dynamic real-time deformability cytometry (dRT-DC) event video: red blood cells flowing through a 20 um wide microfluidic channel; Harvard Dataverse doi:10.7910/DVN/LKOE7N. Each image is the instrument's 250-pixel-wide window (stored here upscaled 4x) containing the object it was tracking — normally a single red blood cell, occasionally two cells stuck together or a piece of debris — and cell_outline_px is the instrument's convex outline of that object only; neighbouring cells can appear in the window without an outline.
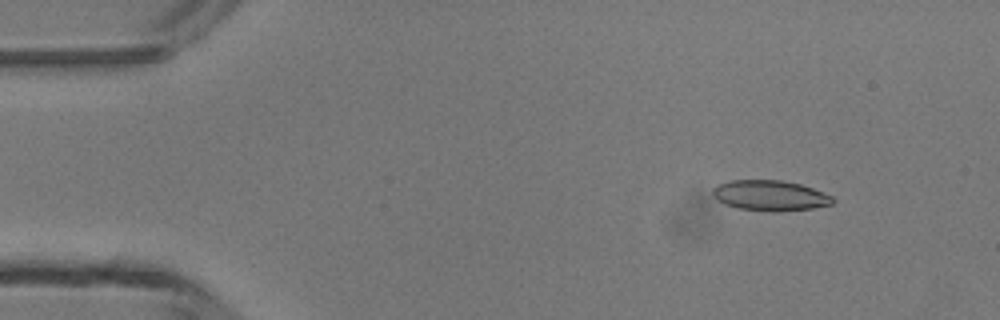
{"species": "common noctule bat (a hibernating species)", "species_latin": "Nyctalus noctula", "temperature_condition": "room temperature", "stored_images_in_passage": 4, "camera_frame_rate_fps": 3000, "um_per_image_px": 0.085, "animal": {"sex": "male", "body_mass_g": 13.3}, "frame": {"image": 1, "passage_image": 1, "time_ms": 0.0, "image_size_px": [1000, 320], "cell_outline_px": [[836, 200], [832, 204], [812, 208], [776, 212], [772, 212], [736, 208], [724, 204], [716, 200], [712, 196], [712, 188], [720, 184], [732, 180], [780, 180], [800, 184], [812, 188], [832, 196]], "centroid_in_image_um": [65.43, 16.63], "position_along_channel_um": 19.6, "area_um2": 21.39}}
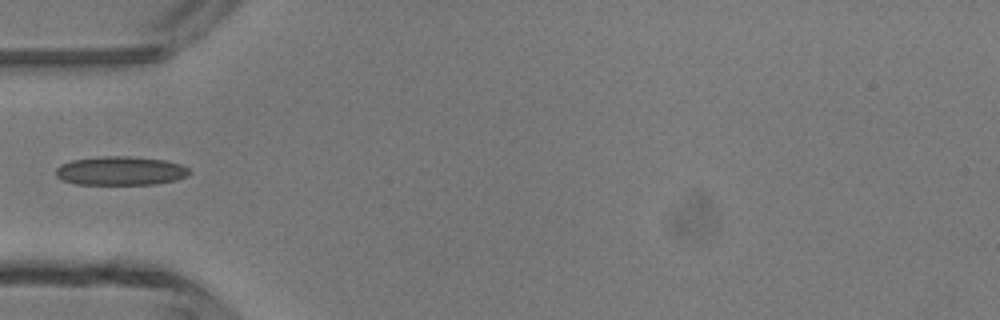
{"frame": {"image": 2, "passage_image": 4, "time_ms": 3.333, "image_size_px": [1000, 320], "cell_outline_px": [[192, 172], [188, 176], [176, 180], [156, 184], [76, 184], [64, 180], [56, 176], [56, 168], [60, 164], [72, 160], [100, 156], [132, 156], [164, 160], [180, 164], [188, 168]], "centroid_in_image_um": [10.27, 14.51], "position_along_channel_um": 74.7, "area_um2": 22.54}}